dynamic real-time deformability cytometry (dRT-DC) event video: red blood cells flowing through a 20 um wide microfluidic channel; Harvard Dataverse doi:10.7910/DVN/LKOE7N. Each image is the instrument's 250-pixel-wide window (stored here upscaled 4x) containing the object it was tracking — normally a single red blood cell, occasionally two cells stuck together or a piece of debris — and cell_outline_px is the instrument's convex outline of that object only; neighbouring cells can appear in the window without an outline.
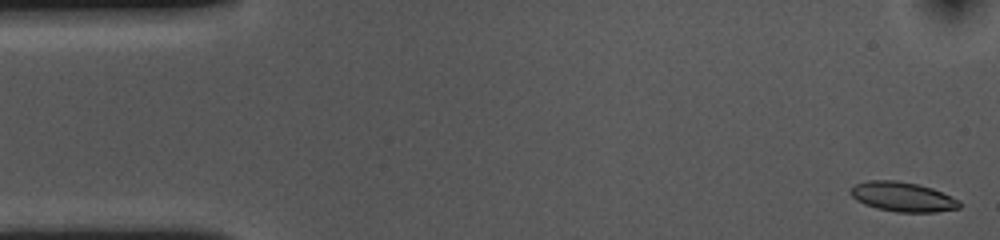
{"species": "common noctule bat (a hibernating species)", "species_latin": "Nyctalus noctula", "temperature_condition": "cold", "stored_images_in_passage": 55, "camera_frame_rate_fps": 3000, "um_per_image_px": 0.085, "animal": {"sex": "female", "body_mass_g": 10.0, "forearm_length_mm": 53.1}, "frame": {"image": 1, "passage_image": 1, "time_ms": 0.0, "image_size_px": [1000, 240], "cell_outline_px": [[960, 208], [936, 212], [896, 212], [876, 208], [864, 204], [856, 200], [848, 192], [856, 184], [868, 180], [896, 180], [916, 184], [932, 188], [960, 200]], "centroid_in_image_um": [76.72, 16.73], "position_along_channel_um": 8.3, "area_um2": 18.79}}
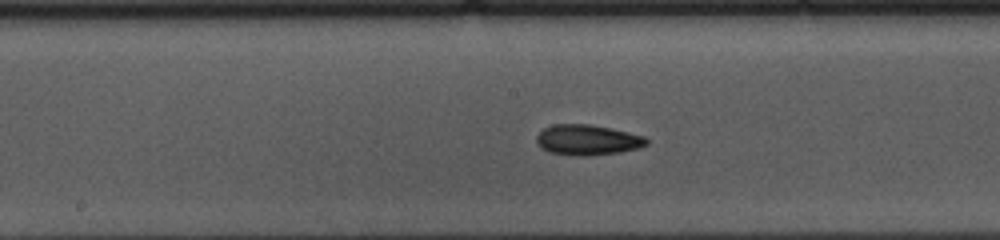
{"frame": {"image": 2, "passage_image": 26, "time_ms": 8.333, "image_size_px": [1000, 240], "cell_outline_px": [[648, 144], [640, 148], [620, 152], [588, 156], [572, 156], [548, 152], [540, 148], [536, 140], [536, 136], [544, 128], [552, 124], [588, 124], [612, 128], [644, 136], [648, 140]], "centroid_in_image_um": [49.92, 11.9], "position_along_channel_um": 198.3, "area_um2": 19.77}}
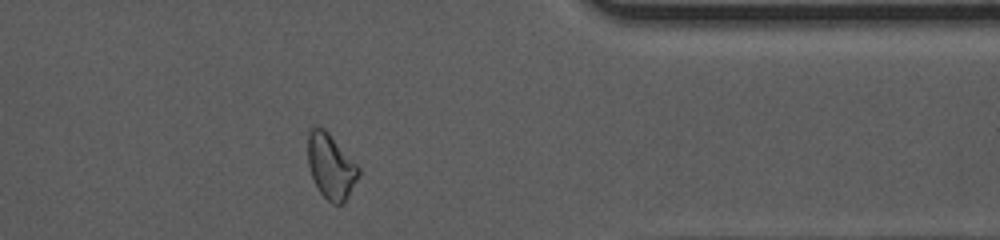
{"frame": {"image": 3, "passage_image": 43, "time_ms": 14.0, "image_size_px": [1000, 240], "cell_outline_px": [[360, 172], [344, 204], [332, 204], [320, 192], [312, 176], [308, 164], [308, 132], [312, 128], [324, 128], [328, 132], [360, 168]], "centroid_in_image_um": [28.12, 14.15], "position_along_channel_um": 383.3, "area_um2": 18.84}, "authors_computed_cell_mechanics": {"area_um2": 18.8428, "velocity_mm_per_s": 3.5915, "shape_relaxation_time_tau1_ms": 4.0509, "shape_relaxation_time_tau2_ms": 3.0108, "deformation_change_tau1": 0.1179, "deformation_change_tau2": 0.0878}}